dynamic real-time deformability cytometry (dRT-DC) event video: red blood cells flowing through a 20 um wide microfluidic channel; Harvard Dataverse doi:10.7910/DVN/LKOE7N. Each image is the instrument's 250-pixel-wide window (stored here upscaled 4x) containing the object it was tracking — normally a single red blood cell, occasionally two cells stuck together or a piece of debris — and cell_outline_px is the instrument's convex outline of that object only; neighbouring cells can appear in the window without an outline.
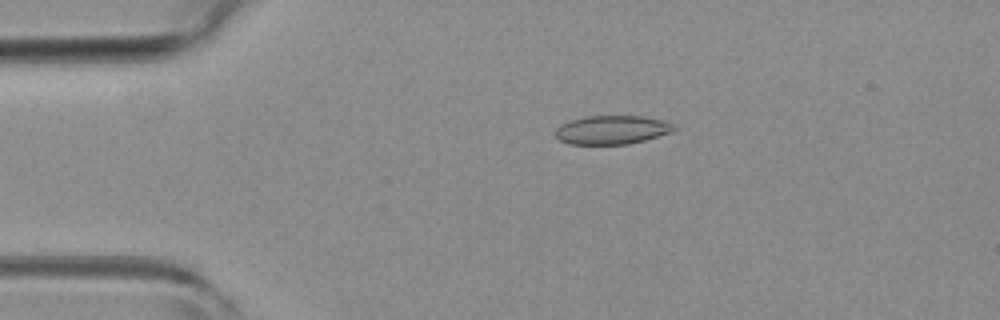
{"species": "common noctule bat (a hibernating species)", "species_latin": "Nyctalus noctula", "temperature_condition": "room temperature", "stored_images_in_passage": 4, "camera_frame_rate_fps": 3000, "um_per_image_px": 0.085, "animal": {"sex": "female", "body_mass_g": 19.3, "forearm_length_mm": 54.1}, "frame": {"image": 1, "passage_image": 3, "time_ms": 0.667, "image_size_px": [1000, 320], "cell_outline_px": [[676, 128], [672, 132], [644, 140], [628, 144], [568, 144], [560, 140], [556, 136], [556, 128], [560, 124], [584, 116], [644, 116], [664, 120], [672, 124]], "centroid_in_image_um": [52.01, 11.03], "position_along_channel_um": 33.0, "area_um2": 19.83}}